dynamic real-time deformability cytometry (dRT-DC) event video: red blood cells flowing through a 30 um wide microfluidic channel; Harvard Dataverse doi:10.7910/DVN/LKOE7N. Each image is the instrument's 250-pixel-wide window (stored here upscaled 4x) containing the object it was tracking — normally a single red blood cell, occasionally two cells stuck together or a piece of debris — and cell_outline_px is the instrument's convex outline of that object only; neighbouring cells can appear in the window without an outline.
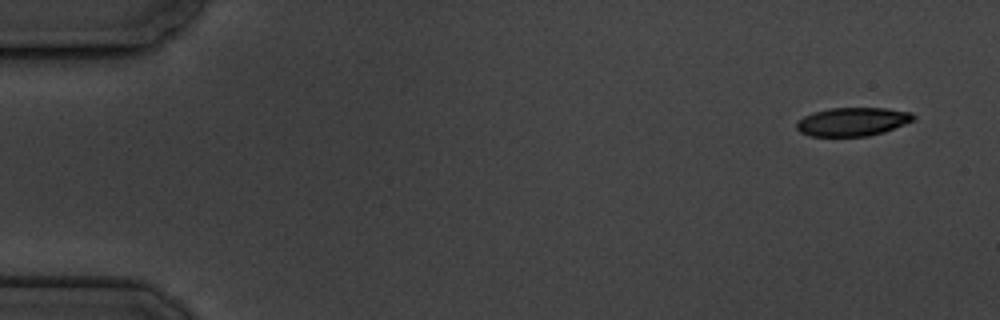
{"species": "common noctule bat (a hibernating species)", "species_latin": "Nyctalus noctula", "temperature_condition": "cold", "stored_images_in_passage": 5, "camera_frame_rate_fps": 3000, "um_per_image_px": 0.085, "animal": {"sex": "male", "body_mass_g": 19.5, "forearm_length_mm": 54.6}, "frame": {"image": 1, "passage_image": 1, "time_ms": 0.0, "image_size_px": [1000, 320], "cell_outline_px": [[916, 116], [912, 120], [904, 124], [884, 132], [868, 136], [808, 136], [800, 132], [796, 128], [796, 124], [804, 116], [816, 112], [832, 108], [888, 108], [912, 112]], "centroid_in_image_um": [72.48, 10.35], "position_along_channel_um": 12.5, "area_um2": 19.31}}
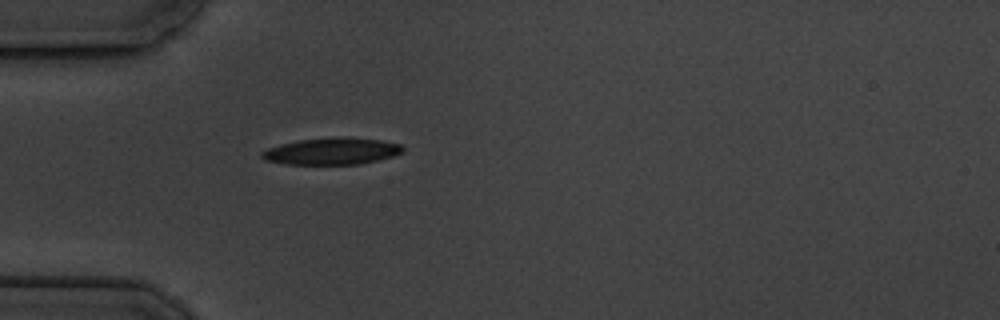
{"frame": {"image": 2, "passage_image": 5, "time_ms": 4.667, "image_size_px": [1000, 320], "cell_outline_px": [[404, 152], [392, 156], [360, 164], [284, 164], [264, 160], [260, 156], [260, 152], [268, 148], [280, 144], [300, 140], [340, 136], [380, 140], [400, 144], [404, 148]], "centroid_in_image_um": [28.18, 12.85], "position_along_channel_um": 56.8, "area_um2": 22.02}}